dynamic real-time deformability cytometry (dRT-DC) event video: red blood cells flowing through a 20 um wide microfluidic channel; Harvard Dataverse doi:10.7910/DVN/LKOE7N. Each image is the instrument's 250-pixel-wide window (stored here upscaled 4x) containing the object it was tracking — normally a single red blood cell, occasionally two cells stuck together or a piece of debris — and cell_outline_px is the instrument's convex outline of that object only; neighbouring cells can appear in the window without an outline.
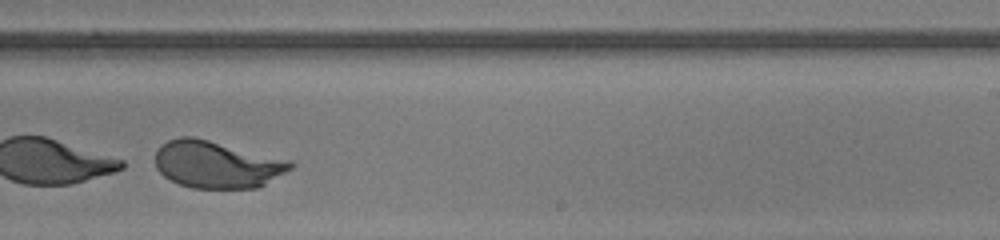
{"species": "human", "species_latin": "Homo sapiens", "temperature_condition": "room temperature", "stored_images_in_passage": 30, "camera_frame_rate_fps": 3000, "um_per_image_px": 0.085, "donor": {"sex": "male"}, "frame": {"image": 1, "passage_image": 21, "time_ms": 6.667, "image_size_px": [1000, 240], "cell_outline_px": [[296, 164], [292, 168], [260, 188], [192, 188], [180, 184], [164, 176], [156, 168], [156, 152], [160, 144], [168, 140], [180, 136], [192, 136], [292, 160]], "centroid_in_image_um": [18.46, 13.97], "position_along_channel_um": 270.5, "area_um2": 37.34}}
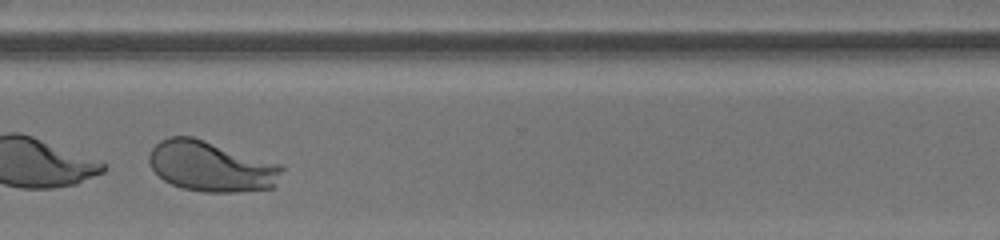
{"frame": {"image": 2, "passage_image": 27, "time_ms": 8.667, "image_size_px": [1000, 240], "cell_outline_px": [[284, 168], [272, 188], [236, 192], [204, 192], [180, 188], [164, 180], [152, 168], [148, 160], [148, 156], [152, 148], [160, 140], [168, 136], [192, 136], [280, 164]], "centroid_in_image_um": [17.91, 14.14], "position_along_channel_um": 352.7, "area_um2": 38.84}}